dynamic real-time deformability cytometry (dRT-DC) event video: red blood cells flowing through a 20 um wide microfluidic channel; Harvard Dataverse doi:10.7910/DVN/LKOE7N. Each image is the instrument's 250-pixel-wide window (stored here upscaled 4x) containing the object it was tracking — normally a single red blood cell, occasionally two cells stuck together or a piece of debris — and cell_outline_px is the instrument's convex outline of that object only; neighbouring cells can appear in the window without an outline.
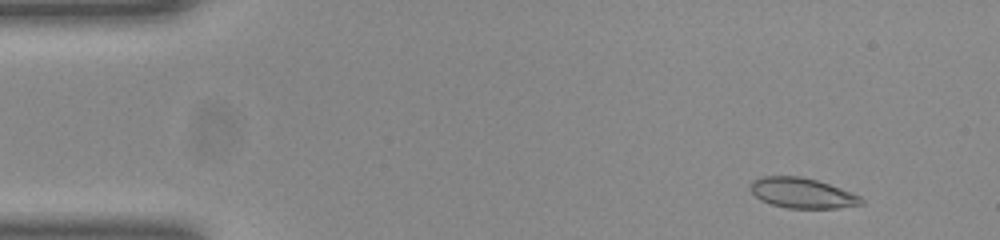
{"species": "common noctule bat (a hibernating species)", "species_latin": "Nyctalus noctula", "temperature_condition": "room temperature", "stored_images_in_passage": 49, "camera_frame_rate_fps": 3000, "um_per_image_px": 0.085, "animal": {"sex": "female", "body_mass_g": 23.0, "forearm_length_mm": 53.4}, "frame": {"image": 1, "passage_image": 4, "time_ms": 1.0, "image_size_px": [1000, 240], "cell_outline_px": [[864, 204], [836, 208], [788, 208], [772, 204], [760, 200], [752, 192], [752, 180], [764, 176], [800, 176], [816, 180], [840, 188], [860, 196], [864, 200]], "centroid_in_image_um": [68.2, 16.41], "position_along_channel_um": 16.8, "area_um2": 19.31}}
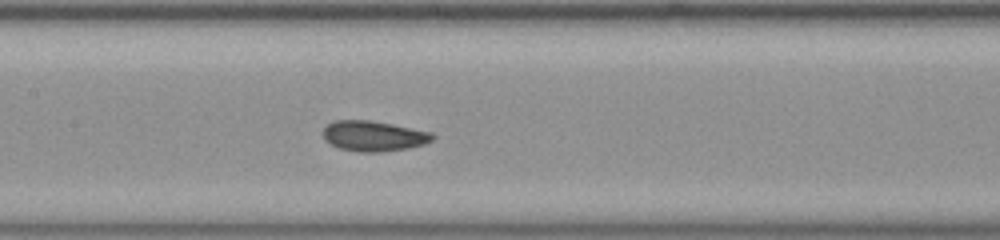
{"frame": {"image": 2, "passage_image": 23, "time_ms": 7.333, "image_size_px": [1000, 240], "cell_outline_px": [[436, 136], [432, 140], [424, 144], [408, 148], [380, 152], [356, 152], [340, 148], [324, 140], [324, 128], [332, 120], [368, 120], [392, 124], [432, 132]], "centroid_in_image_um": [31.76, 11.56], "position_along_channel_um": 175.6, "area_um2": 19.36}}
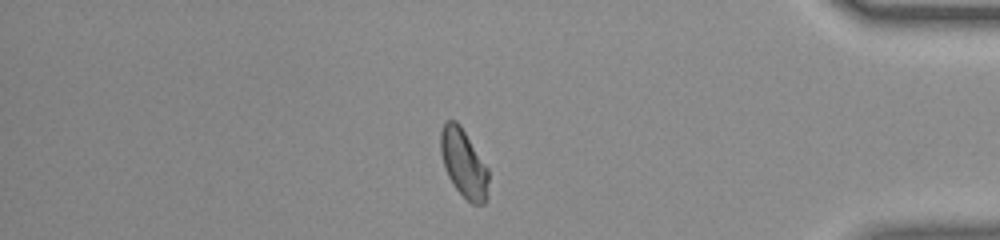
{"frame": {"image": 3, "passage_image": 42, "time_ms": 13.667, "image_size_px": [1000, 240], "cell_outline_px": [[488, 180], [484, 204], [472, 204], [452, 184], [444, 168], [440, 152], [440, 132], [444, 124], [448, 120], [456, 120], [460, 124], [488, 168]], "centroid_in_image_um": [39.38, 13.85], "position_along_channel_um": 395.8, "area_um2": 18.84}, "authors_computed_cell_mechanics": {"area_um2": 19.2474, "velocity_mm_per_s": 4.0228, "shape_relaxation_time_tau1_ms": 2.8238, "shape_relaxation_time_tau2_ms": 1.2128, "deformation_change_tau1": 0.0702, "deformation_change_tau2": 0.0447}}